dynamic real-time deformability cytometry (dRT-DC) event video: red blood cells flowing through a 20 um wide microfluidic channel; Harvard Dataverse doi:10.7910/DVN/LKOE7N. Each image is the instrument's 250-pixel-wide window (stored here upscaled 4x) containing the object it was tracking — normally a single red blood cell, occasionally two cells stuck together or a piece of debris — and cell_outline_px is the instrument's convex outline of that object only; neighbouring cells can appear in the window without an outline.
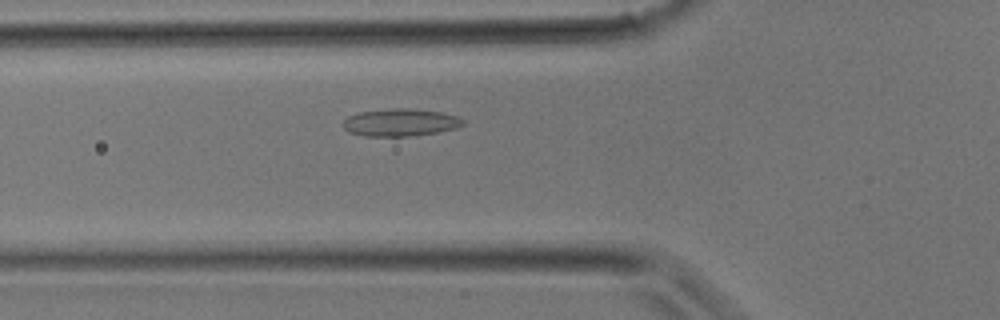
{"species": "common noctule bat (a hibernating species)", "species_latin": "Nyctalus noctula", "temperature_condition": "room temperature", "stored_images_in_passage": 25, "camera_frame_rate_fps": 3000, "um_per_image_px": 0.085, "animal": {"sex": "male", "body_mass_g": 17.9}, "frame": {"image": 1, "passage_image": 3, "time_ms": 0.667, "image_size_px": [1000, 320], "cell_outline_px": [[464, 124], [456, 128], [436, 132], [408, 136], [364, 136], [348, 132], [340, 124], [348, 116], [360, 112], [396, 108], [404, 108], [440, 112], [456, 116], [464, 120]], "centroid_in_image_um": [33.98, 10.41], "position_along_channel_um": 91.8, "area_um2": 19.02}}
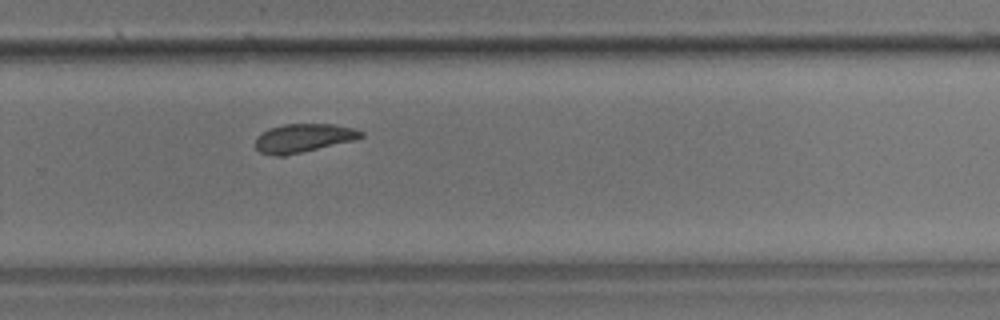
{"frame": {"image": 2, "passage_image": 14, "time_ms": 4.333, "image_size_px": [1000, 320], "cell_outline_px": [[364, 136], [356, 140], [284, 156], [276, 156], [260, 152], [256, 148], [256, 136], [268, 128], [284, 124], [332, 124], [352, 128], [364, 132]], "centroid_in_image_um": [25.78, 11.73], "position_along_channel_um": 304.0, "area_um2": 17.63}}
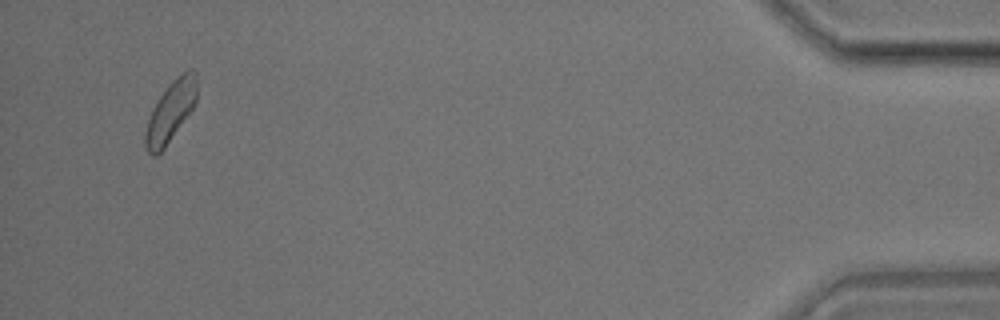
{"frame": {"image": 3, "passage_image": 24, "time_ms": 7.667, "image_size_px": [1000, 320], "cell_outline_px": [[196, 100], [192, 108], [164, 148], [156, 156], [152, 156], [148, 152], [144, 144], [144, 136], [148, 120], [160, 96], [168, 84], [172, 80], [188, 68], [192, 68], [196, 72]], "centroid_in_image_um": [14.5, 9.46], "position_along_channel_um": 420.7, "area_um2": 17.74}}